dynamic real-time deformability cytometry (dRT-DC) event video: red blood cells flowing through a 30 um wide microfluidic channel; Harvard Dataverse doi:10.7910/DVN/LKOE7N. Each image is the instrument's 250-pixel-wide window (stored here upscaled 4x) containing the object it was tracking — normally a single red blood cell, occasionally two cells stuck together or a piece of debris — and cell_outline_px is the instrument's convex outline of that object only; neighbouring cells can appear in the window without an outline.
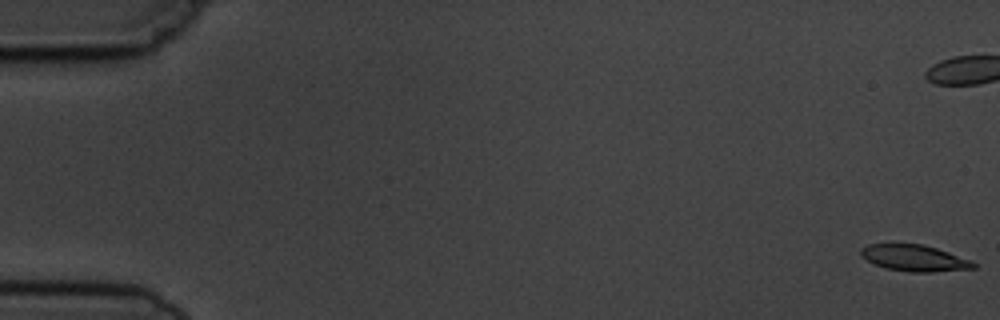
{"species": "common noctule bat (a hibernating species)", "species_latin": "Nyctalus noctula", "temperature_condition": "cold", "stored_images_in_passage": 8, "camera_frame_rate_fps": 3000, "um_per_image_px": 0.085, "animal": {"sex": "male", "body_mass_g": 19.5, "forearm_length_mm": 54.6}, "frame": {"image": 1, "passage_image": 1, "time_ms": 0.0, "image_size_px": [1000, 320], "cell_outline_px": [[976, 268], [932, 272], [912, 272], [888, 268], [876, 264], [860, 256], [860, 248], [868, 244], [888, 240], [924, 244], [972, 260], [976, 264]], "centroid_in_image_um": [77.66, 21.87], "position_along_channel_um": 7.3, "area_um2": 17.98}}
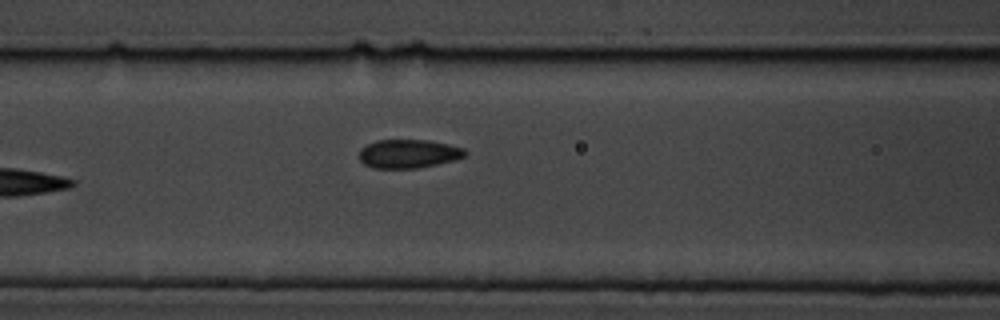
{"frame": {"image": 2, "passage_image": 8, "time_ms": 8.333, "image_size_px": [1000, 320], "cell_outline_px": [[468, 152], [464, 156], [456, 160], [416, 168], [372, 168], [364, 164], [360, 160], [360, 148], [376, 140], [428, 140], [448, 144], [464, 148]], "centroid_in_image_um": [34.73, 13.06], "position_along_channel_um": 131.9, "area_um2": 17.69}}